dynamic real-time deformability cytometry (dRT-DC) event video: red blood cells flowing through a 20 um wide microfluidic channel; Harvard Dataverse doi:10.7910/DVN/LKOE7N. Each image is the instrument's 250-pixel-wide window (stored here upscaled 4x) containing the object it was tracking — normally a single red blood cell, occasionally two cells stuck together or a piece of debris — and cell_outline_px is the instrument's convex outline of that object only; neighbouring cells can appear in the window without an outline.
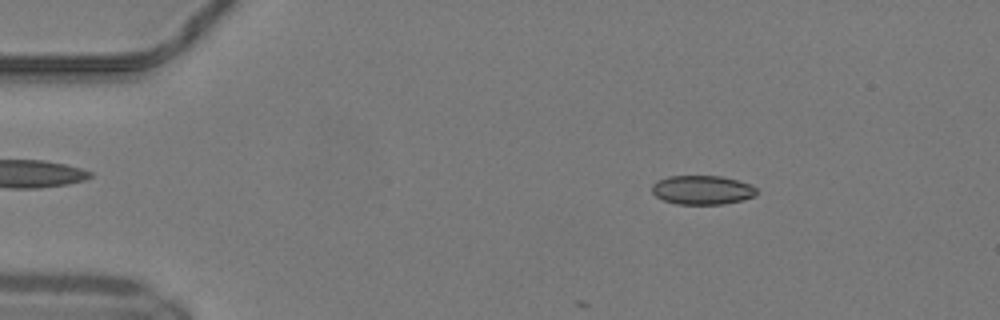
{"species": "common noctule bat (a hibernating species)", "species_latin": "Nyctalus noctula", "temperature_condition": "warm", "stored_images_in_passage": 10, "camera_frame_rate_fps": 3000, "um_per_image_px": 0.085, "animal": {"sex": "male", "body_mass_g": 19.2, "forearm_length_mm": 51.8}, "frame": {"image": 1, "passage_image": 8, "time_ms": 2.333, "image_size_px": [1000, 320], "cell_outline_px": [[756, 196], [724, 204], [676, 204], [664, 200], [656, 196], [652, 192], [652, 184], [656, 180], [668, 176], [720, 176], [736, 180], [748, 184], [756, 188]], "centroid_in_image_um": [59.65, 16.14], "position_along_channel_um": 25.4, "area_um2": 17.63}}